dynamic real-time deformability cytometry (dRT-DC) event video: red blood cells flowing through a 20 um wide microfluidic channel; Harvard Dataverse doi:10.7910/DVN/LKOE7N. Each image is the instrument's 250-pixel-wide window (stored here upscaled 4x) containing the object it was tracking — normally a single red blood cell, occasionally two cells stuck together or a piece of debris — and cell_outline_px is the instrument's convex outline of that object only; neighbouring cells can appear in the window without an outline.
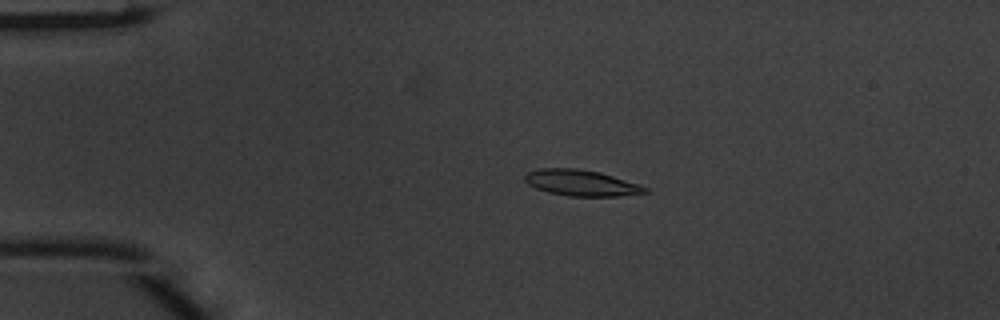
{"species": "common noctule bat (a hibernating species)", "species_latin": "Nyctalus noctula", "temperature_condition": "warm", "stored_images_in_passage": 49, "camera_frame_rate_fps": 3000, "um_per_image_px": 0.085, "animal": {"sex": "male", "body_mass_g": 20.1, "forearm_length_mm": 53.5}, "frame": {"image": 1, "passage_image": 11, "time_ms": 3.333, "image_size_px": [1000, 320], "cell_outline_px": [[648, 192], [616, 196], [568, 196], [548, 192], [536, 188], [528, 184], [524, 180], [524, 176], [528, 172], [540, 168], [576, 168], [600, 172], [648, 188]], "centroid_in_image_um": [49.34, 15.54], "position_along_channel_um": 35.7, "area_um2": 17.98}}
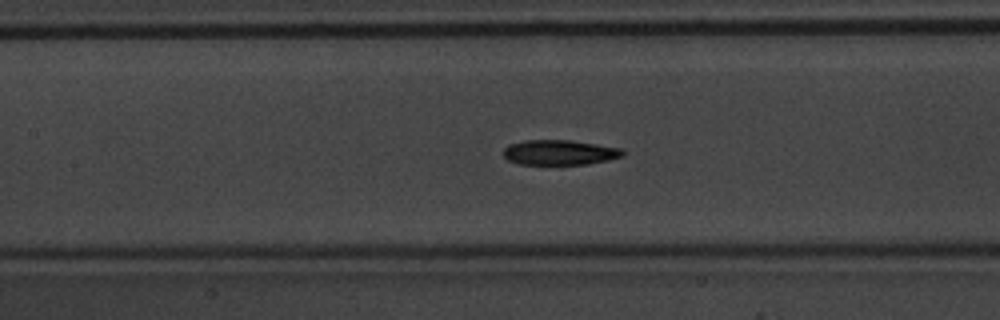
{"frame": {"image": 2, "passage_image": 23, "time_ms": 7.333, "image_size_px": [1000, 320], "cell_outline_px": [[624, 156], [608, 160], [588, 164], [520, 164], [508, 160], [504, 156], [504, 148], [508, 144], [524, 140], [572, 140], [624, 148]], "centroid_in_image_um": [47.6, 12.95], "position_along_channel_um": 159.8, "area_um2": 17.57}}
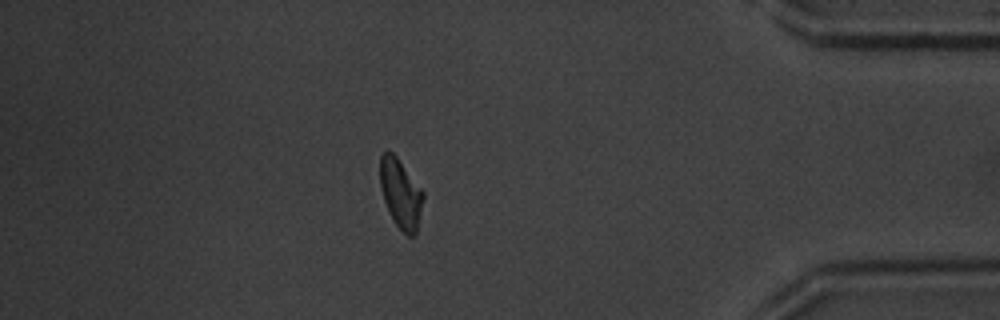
{"frame": {"image": 3, "passage_image": 43, "time_ms": 14.0, "image_size_px": [1000, 320], "cell_outline_px": [[424, 196], [416, 236], [408, 236], [396, 224], [384, 200], [380, 188], [380, 156], [384, 152], [392, 152], [396, 156], [424, 192]], "centroid_in_image_um": [34.07, 16.46], "position_along_channel_um": 401.1, "area_um2": 17.17}, "authors_computed_cell_mechanics": {"area_um2": 17.629, "velocity_mm_per_s": 4.1645, "shape_relaxation_time_tau1_ms": 3.2937, "shape_relaxation_time_tau2_ms": 2.9065, "deformation_change_tau1": 0.1353, "deformation_change_tau2": 0.0948}}